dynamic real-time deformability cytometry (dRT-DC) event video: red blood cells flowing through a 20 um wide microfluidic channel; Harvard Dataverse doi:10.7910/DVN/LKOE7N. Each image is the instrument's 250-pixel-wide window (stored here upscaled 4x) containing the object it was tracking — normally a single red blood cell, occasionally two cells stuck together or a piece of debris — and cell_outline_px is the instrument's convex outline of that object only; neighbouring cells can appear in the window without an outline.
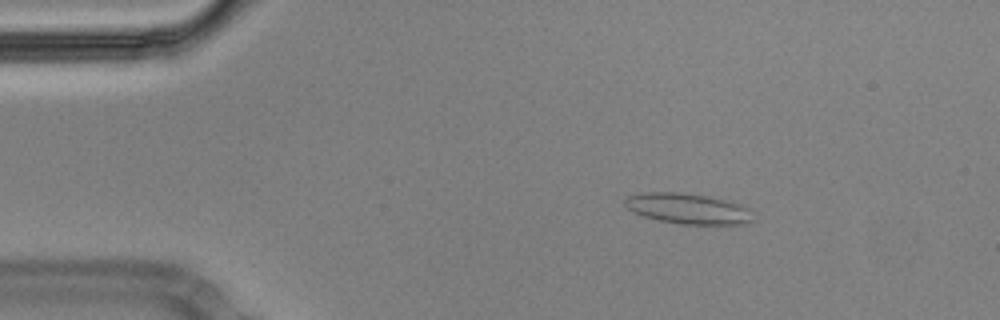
{"species": "Egyptian fruit bat (a non-hibernating species)", "species_latin": "Rousettus aegyptiacus", "temperature_condition": "cold", "stored_images_in_passage": 56, "camera_frame_rate_fps": 3000, "um_per_image_px": 0.085, "animal": {"sex": "male"}, "frame": {"image": 1, "passage_image": 9, "time_ms": 2.667, "image_size_px": [1000, 320], "cell_outline_px": [[752, 220], [748, 224], [680, 224], [660, 220], [644, 216], [628, 208], [624, 204], [624, 200], [628, 196], [644, 192], [676, 192], [708, 196], [740, 204], [748, 208]], "centroid_in_image_um": [58.47, 17.73], "position_along_channel_um": 26.5, "area_um2": 22.48}}
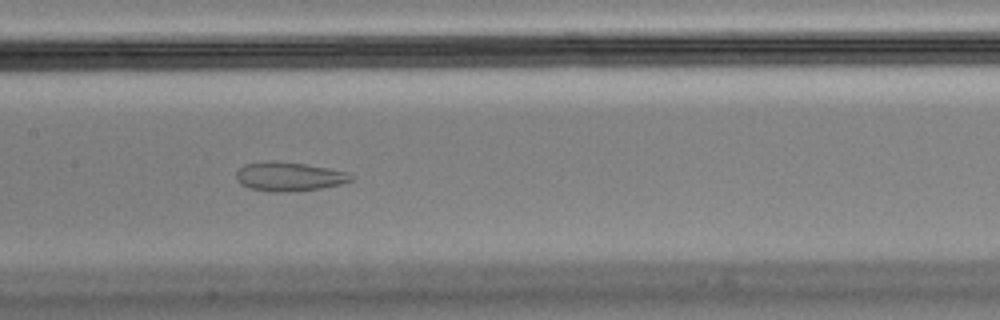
{"frame": {"image": 2, "passage_image": 27, "time_ms": 8.667, "image_size_px": [1000, 320], "cell_outline_px": [[352, 180], [340, 184], [320, 188], [276, 192], [252, 188], [240, 184], [236, 180], [236, 172], [244, 164], [268, 160], [304, 164], [344, 172], [352, 176]], "centroid_in_image_um": [24.49, 14.99], "position_along_channel_um": 182.9, "area_um2": 18.84}}
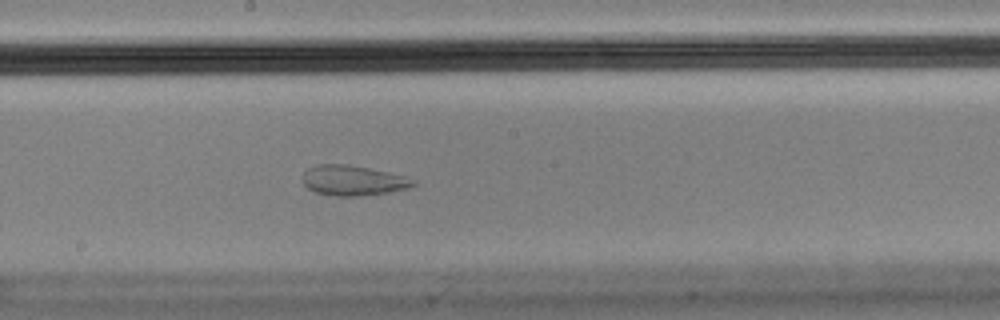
{"frame": {"image": 3, "passage_image": 30, "time_ms": 9.667, "image_size_px": [1000, 320], "cell_outline_px": [[416, 184], [408, 188], [388, 192], [360, 196], [332, 196], [316, 192], [308, 188], [304, 184], [304, 172], [308, 168], [316, 164], [348, 164], [388, 172], [404, 176], [416, 180]], "centroid_in_image_um": [30.01, 15.34], "position_along_channel_um": 218.2, "area_um2": 19.36}}